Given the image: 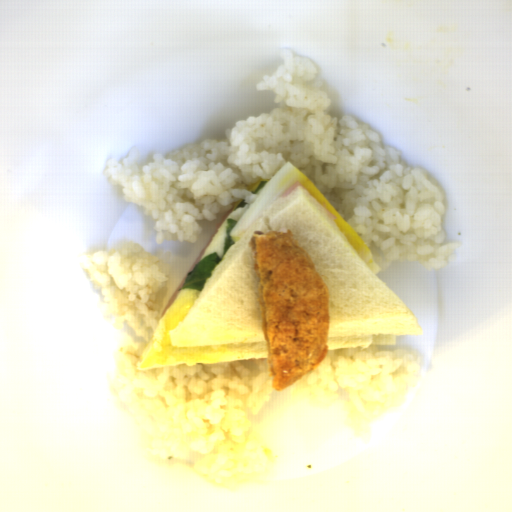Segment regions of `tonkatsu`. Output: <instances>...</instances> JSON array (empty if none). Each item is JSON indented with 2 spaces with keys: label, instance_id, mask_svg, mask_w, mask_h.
I'll return each instance as SVG.
<instances>
[{
  "label": "tonkatsu",
  "instance_id": "obj_1",
  "mask_svg": "<svg viewBox=\"0 0 512 512\" xmlns=\"http://www.w3.org/2000/svg\"><path fill=\"white\" fill-rule=\"evenodd\" d=\"M253 236L266 361L278 392L326 360L330 300L306 249L289 231Z\"/></svg>",
  "mask_w": 512,
  "mask_h": 512
}]
</instances>
